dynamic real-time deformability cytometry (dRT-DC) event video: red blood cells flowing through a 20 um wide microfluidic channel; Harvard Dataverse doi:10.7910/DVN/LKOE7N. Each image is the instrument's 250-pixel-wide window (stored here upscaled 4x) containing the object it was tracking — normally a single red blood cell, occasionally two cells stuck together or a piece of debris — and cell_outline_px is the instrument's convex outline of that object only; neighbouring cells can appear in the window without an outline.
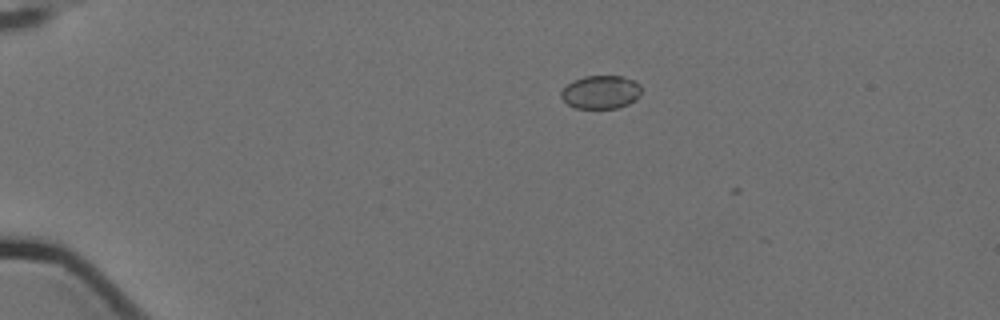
{"species": "Egyptian fruit bat (a non-hibernating species)", "species_latin": "Rousettus aegyptiacus", "temperature_condition": "cold", "stored_images_in_passage": 4, "camera_frame_rate_fps": 3000, "um_per_image_px": 0.085, "animal": {"sex": "female"}, "frame": {"image": 1, "passage_image": 2, "time_ms": 0.333, "image_size_px": [1000, 320], "cell_outline_px": [[640, 96], [636, 100], [628, 104], [616, 108], [576, 108], [568, 104], [560, 96], [560, 92], [572, 80], [584, 76], [624, 76], [640, 84]], "centroid_in_image_um": [51.07, 7.82], "position_along_channel_um": 33.9, "area_um2": 15.61}}
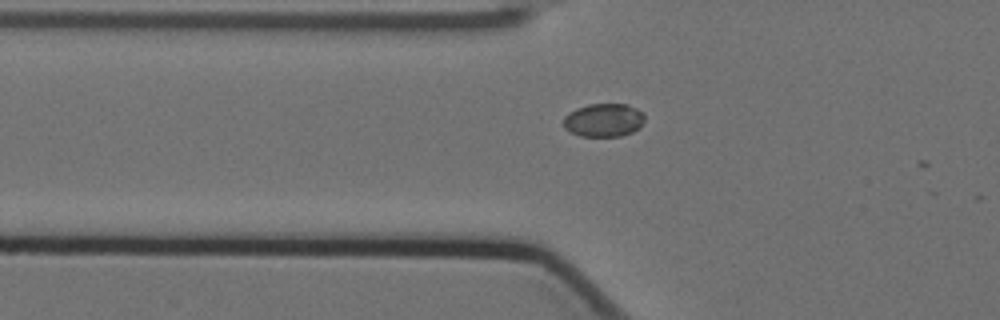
{"frame": {"image": 2, "passage_image": 4, "time_ms": 1.0, "image_size_px": [1000, 320], "cell_outline_px": [[644, 120], [640, 128], [632, 132], [620, 136], [580, 136], [564, 128], [564, 116], [568, 112], [576, 108], [588, 104], [628, 104], [636, 108], [644, 116]], "centroid_in_image_um": [51.3, 10.2], "position_along_channel_um": 74.5, "area_um2": 15.78}}